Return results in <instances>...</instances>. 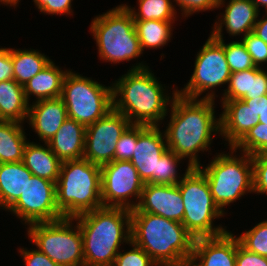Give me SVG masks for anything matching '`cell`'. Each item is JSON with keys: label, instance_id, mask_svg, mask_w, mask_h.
Returning <instances> with one entry per match:
<instances>
[{"label": "cell", "instance_id": "6da1fadb", "mask_svg": "<svg viewBox=\"0 0 267 266\" xmlns=\"http://www.w3.org/2000/svg\"><path fill=\"white\" fill-rule=\"evenodd\" d=\"M215 101L186 98L178 93L170 105V121L164 131L168 150L192 167L201 165L200 151H209L213 136L220 134V118L215 116Z\"/></svg>", "mask_w": 267, "mask_h": 266}, {"label": "cell", "instance_id": "7a4b0ae2", "mask_svg": "<svg viewBox=\"0 0 267 266\" xmlns=\"http://www.w3.org/2000/svg\"><path fill=\"white\" fill-rule=\"evenodd\" d=\"M152 72L148 65L139 62L112 83L113 108L131 124L160 126L169 114L168 107L177 89H173L171 97Z\"/></svg>", "mask_w": 267, "mask_h": 266}, {"label": "cell", "instance_id": "3957f363", "mask_svg": "<svg viewBox=\"0 0 267 266\" xmlns=\"http://www.w3.org/2000/svg\"><path fill=\"white\" fill-rule=\"evenodd\" d=\"M194 241L181 222L131 211V242L142 248L158 266H188Z\"/></svg>", "mask_w": 267, "mask_h": 266}, {"label": "cell", "instance_id": "277c9868", "mask_svg": "<svg viewBox=\"0 0 267 266\" xmlns=\"http://www.w3.org/2000/svg\"><path fill=\"white\" fill-rule=\"evenodd\" d=\"M83 237L84 266H113L121 244L131 242V210L102 206L73 217Z\"/></svg>", "mask_w": 267, "mask_h": 266}, {"label": "cell", "instance_id": "5b68a950", "mask_svg": "<svg viewBox=\"0 0 267 266\" xmlns=\"http://www.w3.org/2000/svg\"><path fill=\"white\" fill-rule=\"evenodd\" d=\"M56 201L62 216L70 218L102 207L101 166L85 158L62 162Z\"/></svg>", "mask_w": 267, "mask_h": 266}, {"label": "cell", "instance_id": "8992f818", "mask_svg": "<svg viewBox=\"0 0 267 266\" xmlns=\"http://www.w3.org/2000/svg\"><path fill=\"white\" fill-rule=\"evenodd\" d=\"M90 32L102 61L116 64L131 61L143 54L133 16L124 4L94 17Z\"/></svg>", "mask_w": 267, "mask_h": 266}, {"label": "cell", "instance_id": "52a82bcc", "mask_svg": "<svg viewBox=\"0 0 267 266\" xmlns=\"http://www.w3.org/2000/svg\"><path fill=\"white\" fill-rule=\"evenodd\" d=\"M231 152L217 153L210 164L197 168L205 175L215 204L225 213V206L236 202L247 193H254L252 157L230 147Z\"/></svg>", "mask_w": 267, "mask_h": 266}, {"label": "cell", "instance_id": "ba28073f", "mask_svg": "<svg viewBox=\"0 0 267 266\" xmlns=\"http://www.w3.org/2000/svg\"><path fill=\"white\" fill-rule=\"evenodd\" d=\"M184 204L183 221L187 231L195 238L214 237L227 231L213 221L224 216L215 204L205 175L193 167L177 184Z\"/></svg>", "mask_w": 267, "mask_h": 266}, {"label": "cell", "instance_id": "9c48e42d", "mask_svg": "<svg viewBox=\"0 0 267 266\" xmlns=\"http://www.w3.org/2000/svg\"><path fill=\"white\" fill-rule=\"evenodd\" d=\"M69 118L85 127L113 109V88L69 70L63 80L60 97Z\"/></svg>", "mask_w": 267, "mask_h": 266}, {"label": "cell", "instance_id": "30bf717a", "mask_svg": "<svg viewBox=\"0 0 267 266\" xmlns=\"http://www.w3.org/2000/svg\"><path fill=\"white\" fill-rule=\"evenodd\" d=\"M74 218L28 225V239L37 249L60 266H84L83 237ZM74 228V229H73Z\"/></svg>", "mask_w": 267, "mask_h": 266}, {"label": "cell", "instance_id": "8fae6325", "mask_svg": "<svg viewBox=\"0 0 267 266\" xmlns=\"http://www.w3.org/2000/svg\"><path fill=\"white\" fill-rule=\"evenodd\" d=\"M224 41L217 40L211 35L208 37L196 55L194 71L189 82L181 90L177 88L179 95L199 99L202 93L208 91L202 99L215 100L217 95L213 89L228 84L231 76L224 52Z\"/></svg>", "mask_w": 267, "mask_h": 266}, {"label": "cell", "instance_id": "7c38bea8", "mask_svg": "<svg viewBox=\"0 0 267 266\" xmlns=\"http://www.w3.org/2000/svg\"><path fill=\"white\" fill-rule=\"evenodd\" d=\"M144 185L130 161L113 160L101 166V200L105 207L135 209Z\"/></svg>", "mask_w": 267, "mask_h": 266}, {"label": "cell", "instance_id": "4fadbf2b", "mask_svg": "<svg viewBox=\"0 0 267 266\" xmlns=\"http://www.w3.org/2000/svg\"><path fill=\"white\" fill-rule=\"evenodd\" d=\"M26 225L64 218L57 208L56 183L32 175L19 199L7 210Z\"/></svg>", "mask_w": 267, "mask_h": 266}, {"label": "cell", "instance_id": "5bb4252c", "mask_svg": "<svg viewBox=\"0 0 267 266\" xmlns=\"http://www.w3.org/2000/svg\"><path fill=\"white\" fill-rule=\"evenodd\" d=\"M131 122L114 108L86 127L83 158L102 166L114 160L116 145Z\"/></svg>", "mask_w": 267, "mask_h": 266}, {"label": "cell", "instance_id": "9a60e30c", "mask_svg": "<svg viewBox=\"0 0 267 266\" xmlns=\"http://www.w3.org/2000/svg\"><path fill=\"white\" fill-rule=\"evenodd\" d=\"M160 126L137 125V144L130 162L145 184H157L159 158L168 150Z\"/></svg>", "mask_w": 267, "mask_h": 266}, {"label": "cell", "instance_id": "2e32d148", "mask_svg": "<svg viewBox=\"0 0 267 266\" xmlns=\"http://www.w3.org/2000/svg\"><path fill=\"white\" fill-rule=\"evenodd\" d=\"M131 211L151 213L182 222L184 204L178 185L145 184L138 205Z\"/></svg>", "mask_w": 267, "mask_h": 266}, {"label": "cell", "instance_id": "e0dca14e", "mask_svg": "<svg viewBox=\"0 0 267 266\" xmlns=\"http://www.w3.org/2000/svg\"><path fill=\"white\" fill-rule=\"evenodd\" d=\"M236 255L237 237L228 230L218 236L195 239L188 266H236Z\"/></svg>", "mask_w": 267, "mask_h": 266}, {"label": "cell", "instance_id": "ac0fdd59", "mask_svg": "<svg viewBox=\"0 0 267 266\" xmlns=\"http://www.w3.org/2000/svg\"><path fill=\"white\" fill-rule=\"evenodd\" d=\"M260 12L251 0H229L225 6V11L218 16L214 27L210 32L217 40H223V26L229 36H246L253 32ZM221 17V18H220Z\"/></svg>", "mask_w": 267, "mask_h": 266}, {"label": "cell", "instance_id": "d6986e66", "mask_svg": "<svg viewBox=\"0 0 267 266\" xmlns=\"http://www.w3.org/2000/svg\"><path fill=\"white\" fill-rule=\"evenodd\" d=\"M68 118L66 106L61 98L33 101L29 104L27 123L40 138L48 143L62 123Z\"/></svg>", "mask_w": 267, "mask_h": 266}, {"label": "cell", "instance_id": "ffe728a7", "mask_svg": "<svg viewBox=\"0 0 267 266\" xmlns=\"http://www.w3.org/2000/svg\"><path fill=\"white\" fill-rule=\"evenodd\" d=\"M220 135L233 147L258 122L255 112L243 100L220 101Z\"/></svg>", "mask_w": 267, "mask_h": 266}, {"label": "cell", "instance_id": "44dd1931", "mask_svg": "<svg viewBox=\"0 0 267 266\" xmlns=\"http://www.w3.org/2000/svg\"><path fill=\"white\" fill-rule=\"evenodd\" d=\"M264 67L231 73L221 101L254 99L267 94V71Z\"/></svg>", "mask_w": 267, "mask_h": 266}, {"label": "cell", "instance_id": "7402d4cb", "mask_svg": "<svg viewBox=\"0 0 267 266\" xmlns=\"http://www.w3.org/2000/svg\"><path fill=\"white\" fill-rule=\"evenodd\" d=\"M85 131L84 125L68 117L48 145L62 162L81 159L85 150Z\"/></svg>", "mask_w": 267, "mask_h": 266}, {"label": "cell", "instance_id": "603a6c76", "mask_svg": "<svg viewBox=\"0 0 267 266\" xmlns=\"http://www.w3.org/2000/svg\"><path fill=\"white\" fill-rule=\"evenodd\" d=\"M27 142L23 152V164L35 176L57 182L62 161L52 152L48 143Z\"/></svg>", "mask_w": 267, "mask_h": 266}, {"label": "cell", "instance_id": "cb8c5ba5", "mask_svg": "<svg viewBox=\"0 0 267 266\" xmlns=\"http://www.w3.org/2000/svg\"><path fill=\"white\" fill-rule=\"evenodd\" d=\"M32 175L22 161L0 163V209L7 211L19 199Z\"/></svg>", "mask_w": 267, "mask_h": 266}, {"label": "cell", "instance_id": "d4e9b609", "mask_svg": "<svg viewBox=\"0 0 267 266\" xmlns=\"http://www.w3.org/2000/svg\"><path fill=\"white\" fill-rule=\"evenodd\" d=\"M68 71L61 70L52 60L23 86L27 101L31 96H35V101L60 98L63 80Z\"/></svg>", "mask_w": 267, "mask_h": 266}, {"label": "cell", "instance_id": "484cf974", "mask_svg": "<svg viewBox=\"0 0 267 266\" xmlns=\"http://www.w3.org/2000/svg\"><path fill=\"white\" fill-rule=\"evenodd\" d=\"M29 103L23 86L14 79L0 82V120L23 124L28 117Z\"/></svg>", "mask_w": 267, "mask_h": 266}, {"label": "cell", "instance_id": "4316f807", "mask_svg": "<svg viewBox=\"0 0 267 266\" xmlns=\"http://www.w3.org/2000/svg\"><path fill=\"white\" fill-rule=\"evenodd\" d=\"M28 141L22 123L0 120V163L21 162Z\"/></svg>", "mask_w": 267, "mask_h": 266}, {"label": "cell", "instance_id": "83f0119b", "mask_svg": "<svg viewBox=\"0 0 267 266\" xmlns=\"http://www.w3.org/2000/svg\"><path fill=\"white\" fill-rule=\"evenodd\" d=\"M11 58L14 80L22 86L52 61L48 56L34 49L11 48Z\"/></svg>", "mask_w": 267, "mask_h": 266}, {"label": "cell", "instance_id": "f1b7e54d", "mask_svg": "<svg viewBox=\"0 0 267 266\" xmlns=\"http://www.w3.org/2000/svg\"><path fill=\"white\" fill-rule=\"evenodd\" d=\"M174 23L175 21L161 20L134 21L142 52L146 48H163L172 38Z\"/></svg>", "mask_w": 267, "mask_h": 266}, {"label": "cell", "instance_id": "f546056e", "mask_svg": "<svg viewBox=\"0 0 267 266\" xmlns=\"http://www.w3.org/2000/svg\"><path fill=\"white\" fill-rule=\"evenodd\" d=\"M138 12L134 7L124 4L131 12L134 21L161 20L175 21L177 12L172 0H137Z\"/></svg>", "mask_w": 267, "mask_h": 266}, {"label": "cell", "instance_id": "4dcf8cb0", "mask_svg": "<svg viewBox=\"0 0 267 266\" xmlns=\"http://www.w3.org/2000/svg\"><path fill=\"white\" fill-rule=\"evenodd\" d=\"M184 160L174 152L167 150L160 158L157 167V184L175 185L178 184L184 176L193 168L190 164L183 175L178 173V165ZM182 176V177H181Z\"/></svg>", "mask_w": 267, "mask_h": 266}, {"label": "cell", "instance_id": "1f68e13d", "mask_svg": "<svg viewBox=\"0 0 267 266\" xmlns=\"http://www.w3.org/2000/svg\"><path fill=\"white\" fill-rule=\"evenodd\" d=\"M233 148L251 156L267 152V125L258 122Z\"/></svg>", "mask_w": 267, "mask_h": 266}, {"label": "cell", "instance_id": "d6a6232c", "mask_svg": "<svg viewBox=\"0 0 267 266\" xmlns=\"http://www.w3.org/2000/svg\"><path fill=\"white\" fill-rule=\"evenodd\" d=\"M237 238L247 251L267 257V220L257 223Z\"/></svg>", "mask_w": 267, "mask_h": 266}, {"label": "cell", "instance_id": "836d02e7", "mask_svg": "<svg viewBox=\"0 0 267 266\" xmlns=\"http://www.w3.org/2000/svg\"><path fill=\"white\" fill-rule=\"evenodd\" d=\"M224 52L231 73L256 67L241 40L225 42Z\"/></svg>", "mask_w": 267, "mask_h": 266}, {"label": "cell", "instance_id": "e575fe53", "mask_svg": "<svg viewBox=\"0 0 267 266\" xmlns=\"http://www.w3.org/2000/svg\"><path fill=\"white\" fill-rule=\"evenodd\" d=\"M131 250L117 254L113 266H158L139 246L130 242Z\"/></svg>", "mask_w": 267, "mask_h": 266}, {"label": "cell", "instance_id": "d590c367", "mask_svg": "<svg viewBox=\"0 0 267 266\" xmlns=\"http://www.w3.org/2000/svg\"><path fill=\"white\" fill-rule=\"evenodd\" d=\"M251 157L254 193L267 195V153H259Z\"/></svg>", "mask_w": 267, "mask_h": 266}, {"label": "cell", "instance_id": "8d00e7d4", "mask_svg": "<svg viewBox=\"0 0 267 266\" xmlns=\"http://www.w3.org/2000/svg\"><path fill=\"white\" fill-rule=\"evenodd\" d=\"M137 144V125L131 124L117 142L114 160L130 161Z\"/></svg>", "mask_w": 267, "mask_h": 266}, {"label": "cell", "instance_id": "74e56055", "mask_svg": "<svg viewBox=\"0 0 267 266\" xmlns=\"http://www.w3.org/2000/svg\"><path fill=\"white\" fill-rule=\"evenodd\" d=\"M246 50L251 55L255 66L261 67L267 63V43L256 36L253 32L248 33L240 39Z\"/></svg>", "mask_w": 267, "mask_h": 266}, {"label": "cell", "instance_id": "f35d334b", "mask_svg": "<svg viewBox=\"0 0 267 266\" xmlns=\"http://www.w3.org/2000/svg\"><path fill=\"white\" fill-rule=\"evenodd\" d=\"M41 13L47 15H73V0H33Z\"/></svg>", "mask_w": 267, "mask_h": 266}, {"label": "cell", "instance_id": "ab89813d", "mask_svg": "<svg viewBox=\"0 0 267 266\" xmlns=\"http://www.w3.org/2000/svg\"><path fill=\"white\" fill-rule=\"evenodd\" d=\"M180 7L182 17H189L193 13L204 12L218 8L220 0H173Z\"/></svg>", "mask_w": 267, "mask_h": 266}, {"label": "cell", "instance_id": "60d3db41", "mask_svg": "<svg viewBox=\"0 0 267 266\" xmlns=\"http://www.w3.org/2000/svg\"><path fill=\"white\" fill-rule=\"evenodd\" d=\"M18 253H20V256L22 255L25 266H60L38 249L35 250V248L33 250L20 248Z\"/></svg>", "mask_w": 267, "mask_h": 266}, {"label": "cell", "instance_id": "b9f144b4", "mask_svg": "<svg viewBox=\"0 0 267 266\" xmlns=\"http://www.w3.org/2000/svg\"><path fill=\"white\" fill-rule=\"evenodd\" d=\"M236 266H267V257L247 251L237 238Z\"/></svg>", "mask_w": 267, "mask_h": 266}, {"label": "cell", "instance_id": "7bdbcfd3", "mask_svg": "<svg viewBox=\"0 0 267 266\" xmlns=\"http://www.w3.org/2000/svg\"><path fill=\"white\" fill-rule=\"evenodd\" d=\"M11 48L0 47V82L13 80Z\"/></svg>", "mask_w": 267, "mask_h": 266}, {"label": "cell", "instance_id": "ee69618b", "mask_svg": "<svg viewBox=\"0 0 267 266\" xmlns=\"http://www.w3.org/2000/svg\"><path fill=\"white\" fill-rule=\"evenodd\" d=\"M265 13L266 17L263 16L262 19H257L253 33L267 43V11H265Z\"/></svg>", "mask_w": 267, "mask_h": 266}, {"label": "cell", "instance_id": "f6af8a7d", "mask_svg": "<svg viewBox=\"0 0 267 266\" xmlns=\"http://www.w3.org/2000/svg\"><path fill=\"white\" fill-rule=\"evenodd\" d=\"M264 99H266V95H262L260 97H254V99H241L245 102L248 107H251L252 110L255 112L256 117L261 115L264 109Z\"/></svg>", "mask_w": 267, "mask_h": 266}, {"label": "cell", "instance_id": "bcb514c9", "mask_svg": "<svg viewBox=\"0 0 267 266\" xmlns=\"http://www.w3.org/2000/svg\"><path fill=\"white\" fill-rule=\"evenodd\" d=\"M259 123L267 125V94H266V99H264V109L261 115H259Z\"/></svg>", "mask_w": 267, "mask_h": 266}, {"label": "cell", "instance_id": "7dc6e473", "mask_svg": "<svg viewBox=\"0 0 267 266\" xmlns=\"http://www.w3.org/2000/svg\"><path fill=\"white\" fill-rule=\"evenodd\" d=\"M251 1L256 5V8L258 9L259 12H260L259 6L264 7L265 11H267V0H251Z\"/></svg>", "mask_w": 267, "mask_h": 266}, {"label": "cell", "instance_id": "c3c4849f", "mask_svg": "<svg viewBox=\"0 0 267 266\" xmlns=\"http://www.w3.org/2000/svg\"><path fill=\"white\" fill-rule=\"evenodd\" d=\"M19 0H0L1 4L4 5H9V6H13L14 8L17 6V4L19 3Z\"/></svg>", "mask_w": 267, "mask_h": 266}, {"label": "cell", "instance_id": "681fc988", "mask_svg": "<svg viewBox=\"0 0 267 266\" xmlns=\"http://www.w3.org/2000/svg\"><path fill=\"white\" fill-rule=\"evenodd\" d=\"M225 2H226V0H220L218 9L221 7L223 8L225 6Z\"/></svg>", "mask_w": 267, "mask_h": 266}]
</instances>
